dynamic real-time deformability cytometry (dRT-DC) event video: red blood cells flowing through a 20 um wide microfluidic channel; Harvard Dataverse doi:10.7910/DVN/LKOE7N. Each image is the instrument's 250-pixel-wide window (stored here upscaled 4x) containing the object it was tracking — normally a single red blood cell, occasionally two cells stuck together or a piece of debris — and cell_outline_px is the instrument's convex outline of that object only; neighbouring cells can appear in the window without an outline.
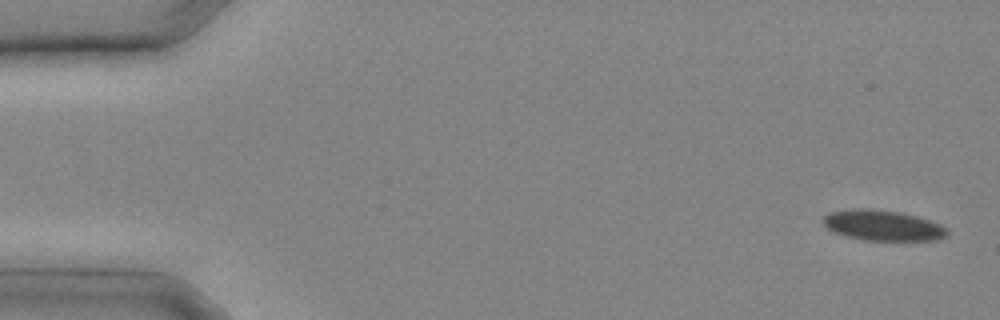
{"species": "common noctule bat (a hibernating species)", "species_latin": "Nyctalus noctula", "temperature_condition": "cold", "stored_images_in_passage": 4, "camera_frame_rate_fps": 3000, "um_per_image_px": 0.085, "animal": {"sex": "male", "body_mass_g": 20.4}, "frame": {"image": 1, "passage_image": 1, "time_ms": 0.0, "image_size_px": [1000, 320], "cell_outline_px": [[948, 236], [940, 240], [864, 240], [848, 236], [836, 232], [828, 228], [824, 224], [824, 216], [828, 212], [852, 208], [864, 208], [896, 212], [916, 216], [940, 224], [948, 228]], "centroid_in_image_um": [75.07, 19.16], "position_along_channel_um": 9.9, "area_um2": 21.85}}